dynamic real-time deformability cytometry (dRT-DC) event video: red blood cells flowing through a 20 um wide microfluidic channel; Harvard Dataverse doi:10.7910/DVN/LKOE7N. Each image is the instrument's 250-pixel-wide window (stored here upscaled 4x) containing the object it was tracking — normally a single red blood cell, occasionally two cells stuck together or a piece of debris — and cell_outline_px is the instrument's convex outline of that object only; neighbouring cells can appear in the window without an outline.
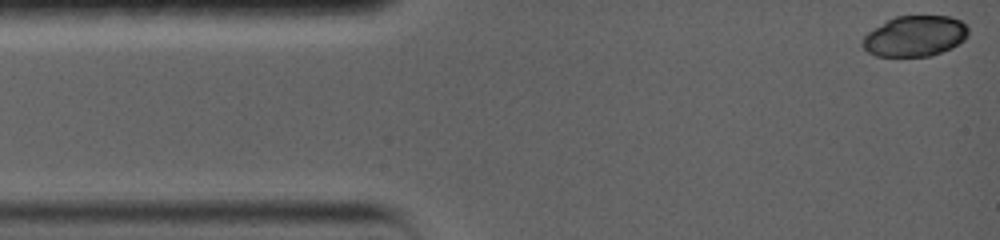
{"species": "common noctule bat (a hibernating species)", "species_latin": "Nyctalus noctula", "temperature_condition": "warm", "stored_images_in_passage": 40, "camera_frame_rate_fps": 5000, "um_per_image_px": 0.085, "animal": {"sex": "female", "body_mass_g": 19.0, "forearm_length_mm": 56.7}, "frame": {"image": 1, "passage_image": 1, "time_ms": 0.0, "image_size_px": [1000, 240], "cell_outline_px": [[968, 36], [964, 40], [952, 48], [932, 56], [876, 56], [868, 52], [860, 44], [864, 36], [868, 32], [888, 20], [896, 16], [952, 16], [960, 20], [968, 28]], "centroid_in_image_um": [77.78, 3.07], "position_along_channel_um": 7.2, "area_um2": 25.14}}
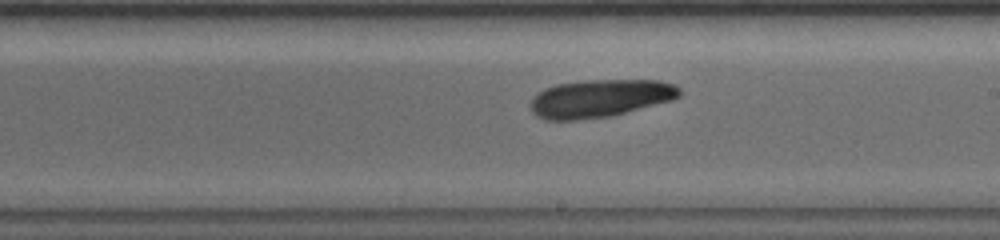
{"frame": {"image": 2, "passage_image": 23, "time_ms": 8.4, "image_size_px": [1000, 240], "cell_outline_px": [[680, 96], [672, 100], [612, 116], [576, 120], [544, 120], [536, 116], [532, 112], [532, 100], [544, 88], [556, 84], [584, 80], [660, 80], [672, 84], [680, 88]], "centroid_in_image_um": [51.01, 8.36], "position_along_channel_um": 238.0, "area_um2": 32.83}}
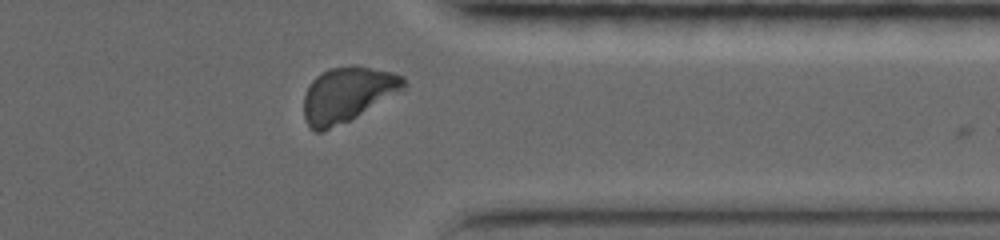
{"frame": {"image": 3, "passage_image": 34, "time_ms": 12.4, "image_size_px": [1000, 240], "cell_outline_px": [[408, 84], [400, 92], [356, 116], [348, 120], [320, 132], [316, 132], [304, 120], [304, 96], [308, 84], [316, 76], [328, 68], [352, 64], [356, 64], [392, 72], [404, 76]], "centroid_in_image_um": [29.54, 7.98], "position_along_channel_um": 381.9, "area_um2": 32.02}}